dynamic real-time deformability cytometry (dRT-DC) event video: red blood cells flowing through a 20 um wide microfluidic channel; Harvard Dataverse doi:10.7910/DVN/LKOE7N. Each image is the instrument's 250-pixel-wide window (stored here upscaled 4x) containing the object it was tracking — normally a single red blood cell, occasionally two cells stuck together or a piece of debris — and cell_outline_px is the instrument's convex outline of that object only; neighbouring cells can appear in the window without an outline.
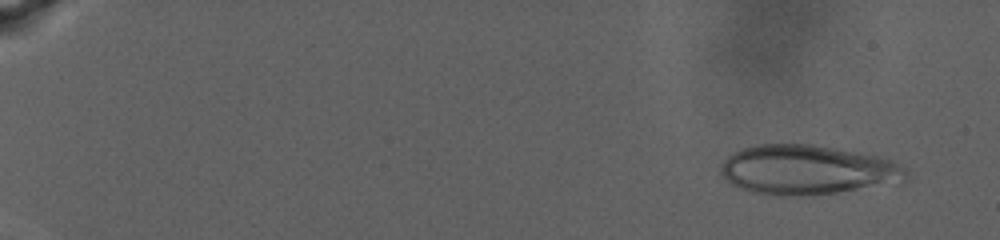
{"species": "human", "species_latin": "Homo sapiens", "temperature_condition": "warm", "stored_images_in_passage": 82, "camera_frame_rate_fps": 3000, "um_per_image_px": 0.085, "donor": {"sex": "male"}, "frame": {"image": 1, "passage_image": 1, "time_ms": 0.0, "image_size_px": [1000, 240], "cell_outline_px": [[908, 180], [904, 184], [812, 196], [772, 196], [752, 192], [740, 188], [732, 184], [720, 172], [720, 164], [732, 152], [756, 144], [812, 144], [836, 148], [880, 156], [892, 160], [908, 168]], "centroid_in_image_um": [68.74, 14.46], "position_along_channel_um": 16.3, "area_um2": 54.97}}
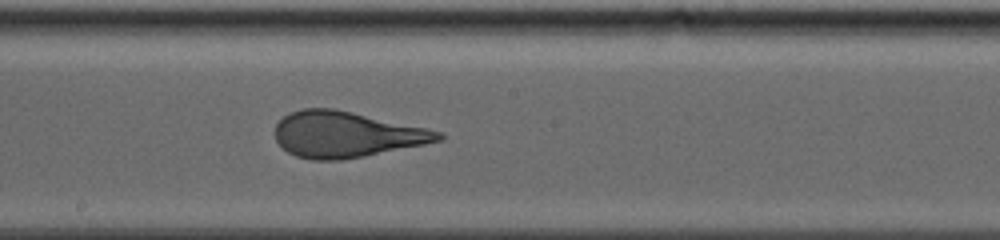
{"frame": {"image": 2, "passage_image": 48, "time_ms": 15.667, "image_size_px": [1000, 240], "cell_outline_px": [[444, 140], [364, 156], [340, 160], [312, 160], [296, 156], [288, 152], [276, 140], [276, 124], [288, 112], [304, 108], [332, 108], [352, 112], [428, 128], [444, 132]], "centroid_in_image_um": [29.45, 11.42], "position_along_channel_um": 218.8, "area_um2": 43.52}}
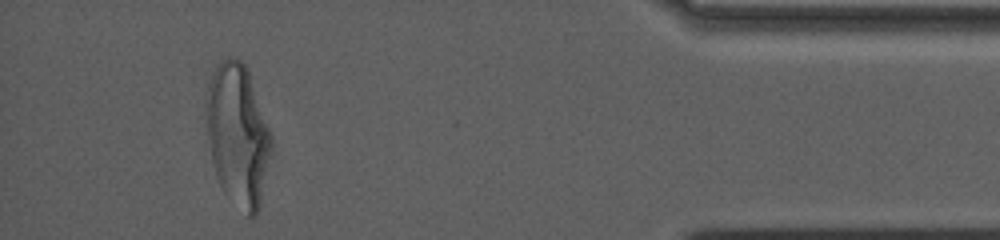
{"frame": {"image": 3, "passage_image": 77, "time_ms": 25.333, "image_size_px": [1000, 240], "cell_outline_px": [[268, 148], [260, 204], [256, 216], [248, 216], [224, 192], [216, 176], [212, 160], [208, 136], [208, 84], [212, 72], [216, 64], [228, 56], [240, 60], [244, 64], [248, 72], [268, 128]], "centroid_in_image_um": [20.16, 11.43], "position_along_channel_um": 415.0, "area_um2": 51.21}}